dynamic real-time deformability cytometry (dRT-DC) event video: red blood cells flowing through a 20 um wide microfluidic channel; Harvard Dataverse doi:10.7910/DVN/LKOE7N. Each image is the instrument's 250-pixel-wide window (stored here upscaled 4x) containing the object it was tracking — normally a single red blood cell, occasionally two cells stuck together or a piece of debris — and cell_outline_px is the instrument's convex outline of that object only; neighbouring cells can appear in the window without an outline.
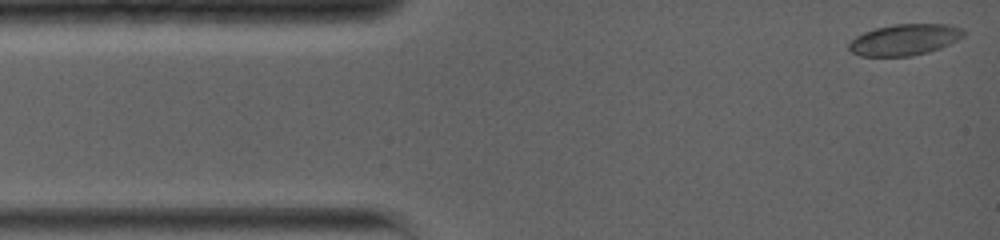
{"species": "common noctule bat (a hibernating species)", "species_latin": "Nyctalus noctula", "temperature_condition": "warm", "stored_images_in_passage": 24, "camera_frame_rate_fps": 5000, "um_per_image_px": 0.085, "animal": {"sex": "female", "body_mass_g": 19.0, "forearm_length_mm": 56.7}, "frame": {"image": 1, "passage_image": 1, "time_ms": 0.0, "image_size_px": [1000, 240], "cell_outline_px": [[964, 36], [940, 48], [928, 52], [912, 56], [860, 56], [852, 52], [848, 48], [848, 44], [856, 36], [864, 32], [876, 28], [896, 24], [948, 24], [964, 28]], "centroid_in_image_um": [76.89, 3.37], "position_along_channel_um": 8.1, "area_um2": 20.81}}
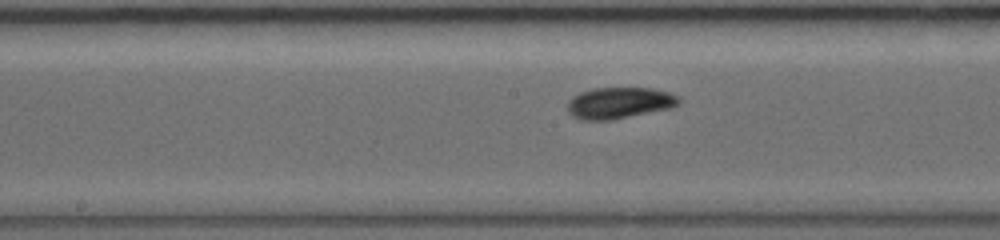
{"frame": {"image": 2, "passage_image": 14, "time_ms": 6.8, "image_size_px": [1000, 240], "cell_outline_px": [[680, 104], [672, 108], [612, 120], [580, 120], [572, 116], [568, 112], [568, 100], [572, 96], [580, 92], [592, 88], [652, 88], [668, 92], [680, 96]], "centroid_in_image_um": [52.65, 8.75], "position_along_channel_um": 195.6, "area_um2": 20.63}}
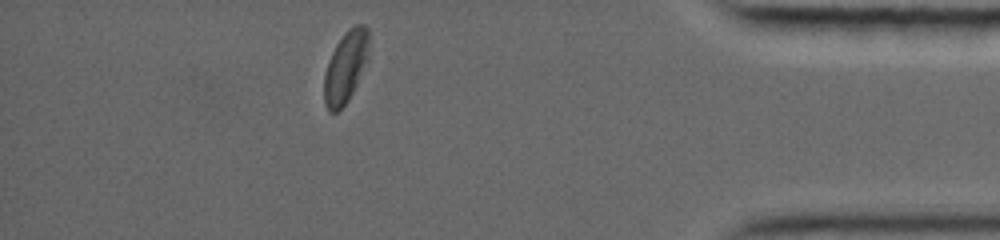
{"frame": {"image": 3, "passage_image": 24, "time_ms": 13.4, "image_size_px": [1000, 240], "cell_outline_px": [[368, 60], [348, 100], [336, 112], [328, 112], [324, 104], [324, 76], [328, 60], [336, 44], [344, 32], [348, 28], [356, 24], [364, 24], [368, 28]], "centroid_in_image_um": [29.37, 5.66], "position_along_channel_um": 405.8, "area_um2": 18.67}, "authors_computed_cell_mechanics": {"area_um2": 19.9121, "velocity_mm_per_s": 3.8051, "shape_relaxation_time_tau1_ms": 7.251, "shape_relaxation_time_tau2_ms": 2.1889, "deformation_change_tau1": 0.1472, "deformation_change_tau2": 0.0328}}